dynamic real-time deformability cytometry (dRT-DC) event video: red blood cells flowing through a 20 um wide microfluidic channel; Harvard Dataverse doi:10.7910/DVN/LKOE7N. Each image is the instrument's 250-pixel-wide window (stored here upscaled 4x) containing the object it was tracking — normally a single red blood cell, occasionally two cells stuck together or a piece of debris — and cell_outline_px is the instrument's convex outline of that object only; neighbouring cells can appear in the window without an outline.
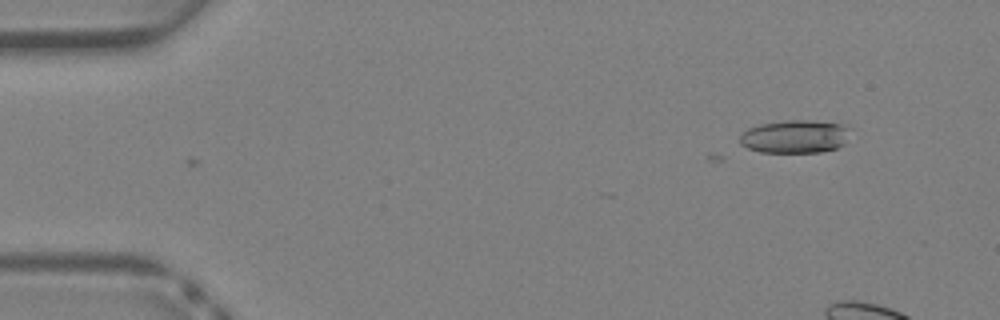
{"species": "Egyptian fruit bat (a non-hibernating species)", "species_latin": "Rousettus aegyptiacus", "temperature_condition": "warm", "stored_images_in_passage": 3, "camera_frame_rate_fps": 3000, "um_per_image_px": 0.085, "animal": {"sex": "female"}, "frame": {"image": 1, "passage_image": 3, "time_ms": 0.667, "image_size_px": [1000, 320], "cell_outline_px": [[852, 128], [844, 144], [836, 148], [820, 152], [760, 152], [748, 148], [740, 144], [740, 136], [748, 128], [760, 124], [788, 120], [808, 120], [844, 124]], "centroid_in_image_um": [67.6, 11.6], "position_along_channel_um": 17.4, "area_um2": 21.39}}